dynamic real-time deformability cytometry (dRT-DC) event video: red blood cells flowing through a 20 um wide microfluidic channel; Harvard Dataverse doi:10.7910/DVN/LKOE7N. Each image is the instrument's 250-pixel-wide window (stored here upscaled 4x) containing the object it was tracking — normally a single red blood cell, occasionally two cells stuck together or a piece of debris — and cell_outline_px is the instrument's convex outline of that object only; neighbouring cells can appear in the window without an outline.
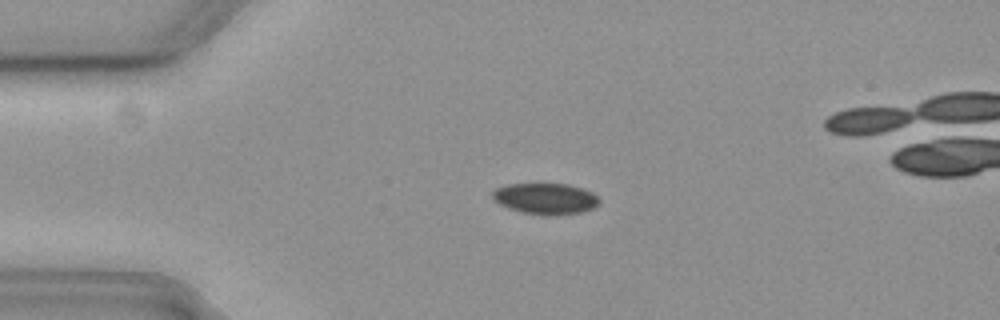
{"species": "common noctule bat (a hibernating species)", "species_latin": "Nyctalus noctula", "temperature_condition": "cold", "stored_images_in_passage": 37, "camera_frame_rate_fps": 3000, "um_per_image_px": 0.085, "animal": {"sex": "female", "body_mass_g": 19.3, "forearm_length_mm": 54.1}, "frame": {"image": 1, "passage_image": 2, "time_ms": 0.333, "image_size_px": [1000, 320], "cell_outline_px": [[600, 204], [592, 208], [580, 212], [552, 216], [540, 216], [520, 212], [508, 208], [492, 200], [492, 192], [496, 188], [508, 184], [568, 184], [592, 192], [600, 200]], "centroid_in_image_um": [46.34, 16.9], "position_along_channel_um": 38.7, "area_um2": 19.54}}
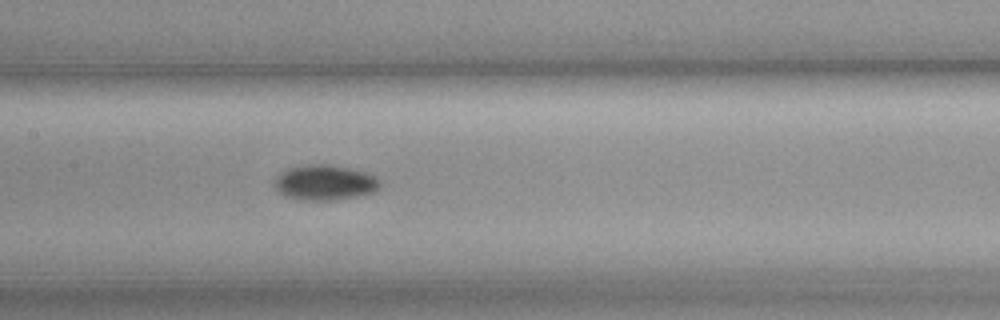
{"frame": {"image": 2, "passage_image": 16, "time_ms": 5.0, "image_size_px": [1000, 320], "cell_outline_px": [[380, 188], [376, 192], [356, 196], [332, 200], [300, 200], [284, 196], [272, 184], [276, 176], [280, 172], [288, 168], [308, 164], [332, 164], [368, 172], [376, 176], [380, 180]], "centroid_in_image_um": [27.62, 15.51], "position_along_channel_um": 179.8, "area_um2": 22.08}}
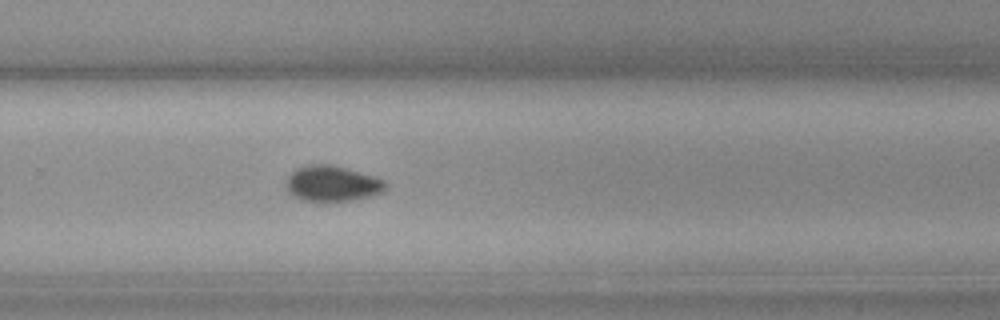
{"frame": {"image": 3, "passage_image": 26, "time_ms": 8.333, "image_size_px": [1000, 320], "cell_outline_px": [[388, 188], [372, 196], [332, 204], [320, 204], [304, 200], [292, 196], [284, 188], [284, 180], [296, 168], [308, 164], [332, 164], [360, 172], [384, 180], [388, 184]], "centroid_in_image_um": [28.18, 15.65], "position_along_channel_um": 301.6, "area_um2": 21.62}, "authors_computed_cell_mechanics": {"area_um2": 20.5768, "velocity_mm_per_s": 3.6824, "shape_relaxation_time_tau1_ms": 5.2588, "shape_relaxation_time_tau2_ms": null, "deformation_change_tau1": 0.08, "deformation_change_tau2": null}}